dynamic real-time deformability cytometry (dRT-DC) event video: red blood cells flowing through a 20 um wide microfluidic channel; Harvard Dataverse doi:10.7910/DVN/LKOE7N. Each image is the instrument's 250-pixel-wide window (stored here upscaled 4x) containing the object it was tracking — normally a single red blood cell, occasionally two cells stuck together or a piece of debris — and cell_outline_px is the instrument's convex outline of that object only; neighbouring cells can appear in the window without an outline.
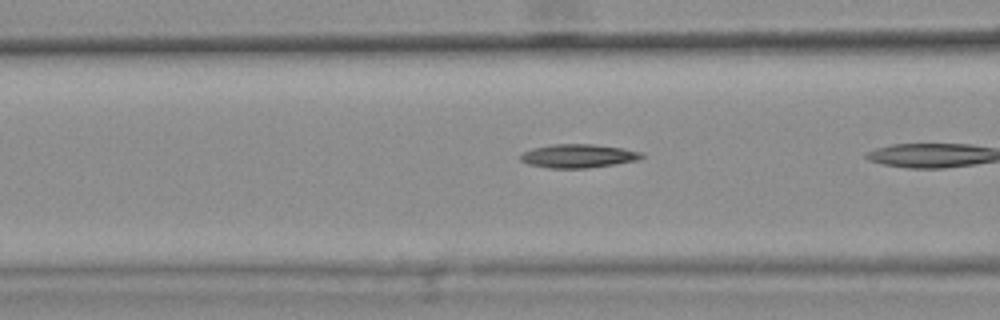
{"species": "common noctule bat (a hibernating species)", "species_latin": "Nyctalus noctula", "temperature_condition": "warm", "stored_images_in_passage": 12, "camera_frame_rate_fps": 3000, "um_per_image_px": 0.085, "animal": {"sex": "female", "body_mass_g": 25.1}, "frame": {"image": 1, "passage_image": 6, "time_ms": 1.667, "image_size_px": [1000, 320], "cell_outline_px": [[644, 156], [640, 160], [588, 168], [548, 168], [528, 164], [520, 160], [520, 156], [524, 152], [532, 148], [552, 144], [592, 144], [620, 148], [640, 152]], "centroid_in_image_um": [49.13, 13.26], "position_along_channel_um": 117.5, "area_um2": 16.59}}